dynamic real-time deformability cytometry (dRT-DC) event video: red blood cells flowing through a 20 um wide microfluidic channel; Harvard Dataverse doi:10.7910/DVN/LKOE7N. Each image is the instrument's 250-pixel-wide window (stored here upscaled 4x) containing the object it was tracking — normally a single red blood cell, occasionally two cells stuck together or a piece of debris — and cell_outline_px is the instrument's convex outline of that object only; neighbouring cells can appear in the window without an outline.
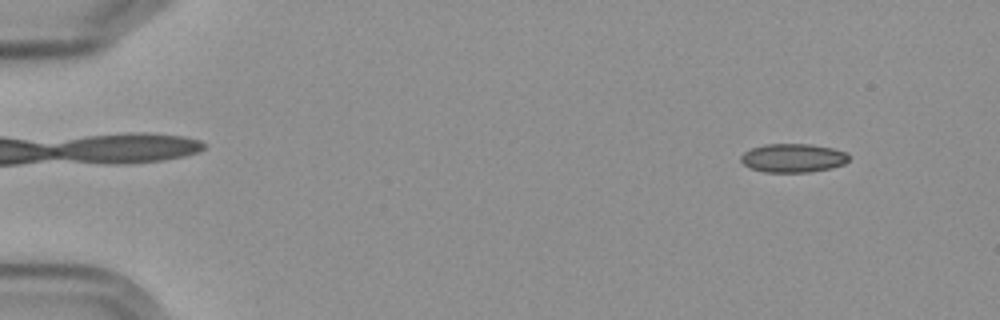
{"species": "Egyptian fruit bat (a non-hibernating species)", "species_latin": "Rousettus aegyptiacus", "temperature_condition": "cold", "stored_images_in_passage": 7, "camera_frame_rate_fps": 3000, "um_per_image_px": 0.085, "frame": {"image": 1, "passage_image": 1, "time_ms": 0.0, "image_size_px": [1000, 320], "cell_outline_px": [[848, 160], [844, 164], [828, 168], [808, 172], [764, 172], [752, 168], [744, 164], [740, 160], [740, 156], [744, 152], [752, 148], [764, 144], [808, 144], [832, 148], [848, 152]], "centroid_in_image_um": [67.39, 13.42], "position_along_channel_um": 17.6, "area_um2": 17.92}}
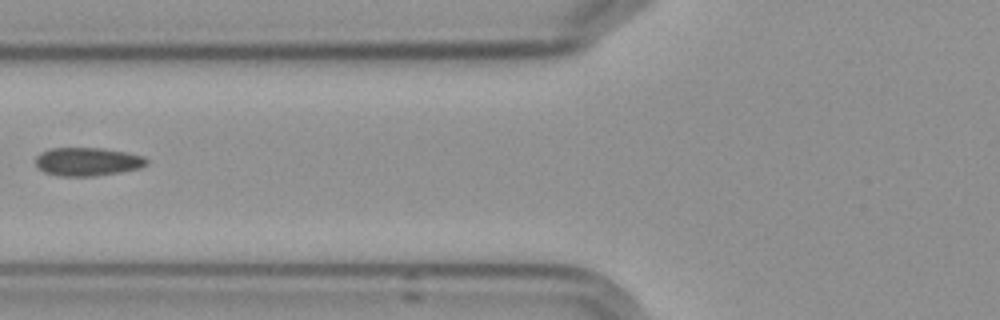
{"frame": {"image": 2, "passage_image": 6, "time_ms": 6.0, "image_size_px": [1000, 320], "cell_outline_px": [[148, 164], [140, 168], [120, 172], [96, 176], [60, 176], [44, 172], [36, 164], [36, 156], [40, 152], [48, 148], [104, 148], [144, 156], [148, 160]], "centroid_in_image_um": [7.44, 13.74], "position_along_channel_um": 118.4, "area_um2": 18.44}}
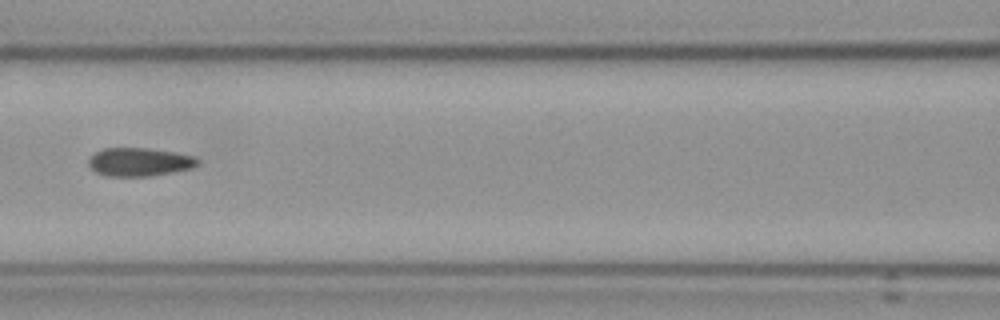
{"frame": {"image": 3, "passage_image": 7, "time_ms": 7.0, "image_size_px": [1000, 320], "cell_outline_px": [[200, 164], [192, 168], [152, 176], [104, 176], [96, 172], [88, 164], [88, 156], [104, 148], [148, 148], [196, 156], [200, 160]], "centroid_in_image_um": [11.85, 13.77], "position_along_channel_um": 154.7, "area_um2": 18.21}}